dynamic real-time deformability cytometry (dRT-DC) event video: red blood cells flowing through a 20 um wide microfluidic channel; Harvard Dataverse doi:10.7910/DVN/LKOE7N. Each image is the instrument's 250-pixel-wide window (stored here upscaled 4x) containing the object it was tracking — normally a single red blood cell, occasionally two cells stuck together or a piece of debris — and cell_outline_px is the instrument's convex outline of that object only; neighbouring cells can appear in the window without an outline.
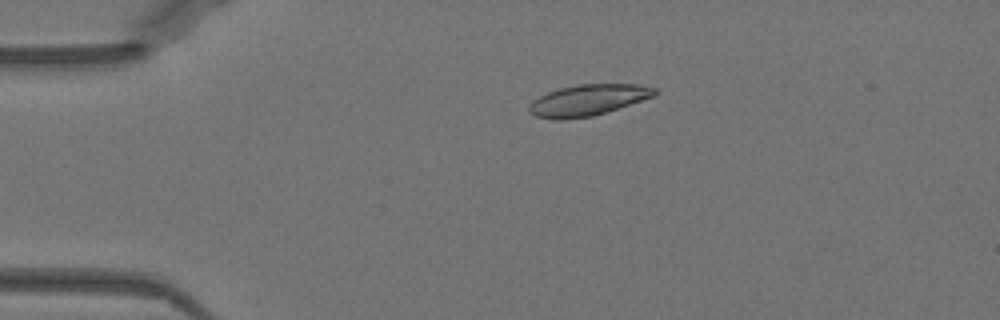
{"species": "Egyptian fruit bat (a non-hibernating species)", "species_latin": "Rousettus aegyptiacus", "temperature_condition": "warm", "stored_images_in_passage": 51, "camera_frame_rate_fps": 3000, "um_per_image_px": 0.085, "animal": {"sex": "female"}, "frame": {"image": 1, "passage_image": 11, "time_ms": 3.333, "image_size_px": [1000, 320], "cell_outline_px": [[660, 92], [656, 96], [592, 116], [560, 120], [552, 120], [536, 116], [528, 112], [528, 108], [532, 100], [548, 92], [560, 88], [576, 84], [640, 84], [656, 88]], "centroid_in_image_um": [49.99, 8.5], "position_along_channel_um": 35.0, "area_um2": 22.95}}
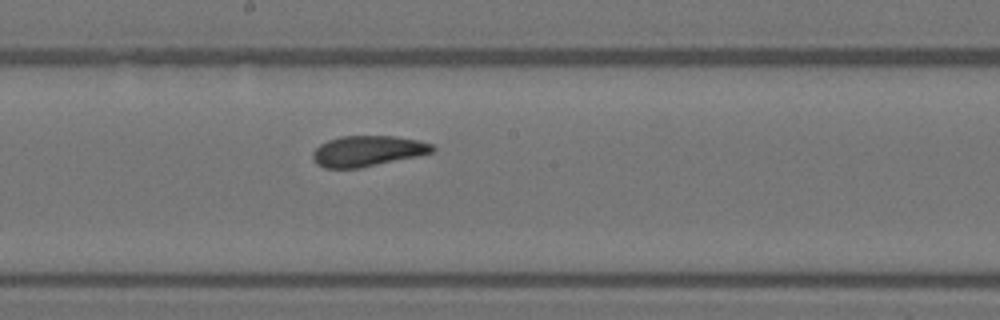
{"frame": {"image": 2, "passage_image": 28, "time_ms": 9.0, "image_size_px": [1000, 320], "cell_outline_px": [[436, 152], [360, 168], [324, 168], [316, 164], [312, 160], [312, 152], [320, 144], [328, 140], [340, 136], [396, 136], [420, 140], [432, 144], [436, 148]], "centroid_in_image_um": [31.25, 12.83], "position_along_channel_um": 216.9, "area_um2": 21.62}}
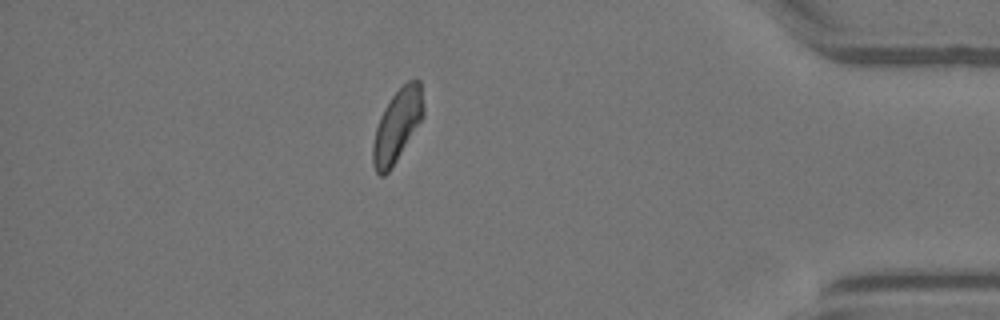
{"frame": {"image": 3, "passage_image": 45, "time_ms": 14.667, "image_size_px": [1000, 320], "cell_outline_px": [[424, 116], [392, 168], [384, 176], [380, 176], [376, 172], [372, 164], [372, 144], [376, 128], [380, 116], [384, 108], [392, 96], [408, 80], [420, 80], [424, 108]], "centroid_in_image_um": [33.75, 10.7], "position_along_channel_um": 401.4, "area_um2": 21.33}, "authors_computed_cell_mechanics": {"area_um2": 22.0796, "velocity_mm_per_s": 3.9507, "shape_relaxation_time_tau1_ms": 7.0458, "shape_relaxation_time_tau2_ms": 1.5956, "deformation_change_tau1": 0.1235, "deformation_change_tau2": 0.068}}